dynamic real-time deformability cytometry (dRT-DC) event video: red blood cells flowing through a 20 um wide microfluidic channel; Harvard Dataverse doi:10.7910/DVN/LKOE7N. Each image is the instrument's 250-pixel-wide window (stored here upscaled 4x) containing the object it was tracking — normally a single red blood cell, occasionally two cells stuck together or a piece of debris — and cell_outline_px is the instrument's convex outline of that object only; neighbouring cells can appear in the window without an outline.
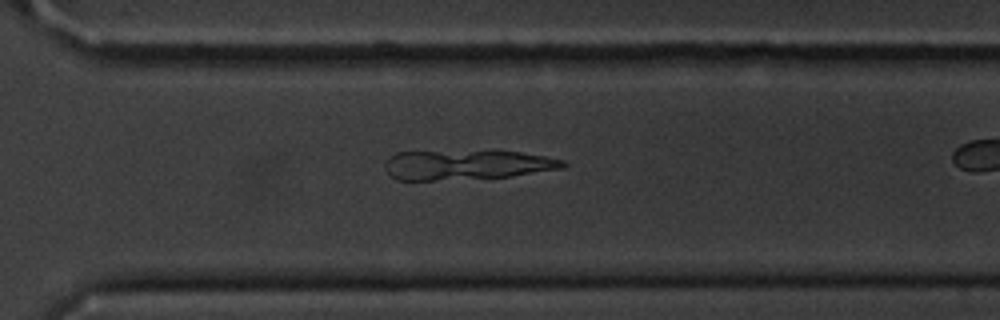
{"species": "common noctule bat (a hibernating species)", "species_latin": "Nyctalus noctula", "temperature_condition": "cold", "stored_images_in_passage": 42, "camera_frame_rate_fps": 3000, "um_per_image_px": 0.085, "animal": {"sex": "male", "body_mass_g": 20.1, "forearm_length_mm": 53.5}, "frame": {"image": 1, "passage_image": 38, "time_ms": 12.333, "image_size_px": [1000, 320], "cell_outline_px": [[568, 164], [564, 168], [512, 176], [432, 180], [396, 180], [384, 168], [384, 164], [388, 156], [396, 152], [520, 152], [544, 156], [564, 160]], "centroid_in_image_um": [39.66, 14.02], "position_along_channel_um": 330.9, "area_um2": 30.29}}